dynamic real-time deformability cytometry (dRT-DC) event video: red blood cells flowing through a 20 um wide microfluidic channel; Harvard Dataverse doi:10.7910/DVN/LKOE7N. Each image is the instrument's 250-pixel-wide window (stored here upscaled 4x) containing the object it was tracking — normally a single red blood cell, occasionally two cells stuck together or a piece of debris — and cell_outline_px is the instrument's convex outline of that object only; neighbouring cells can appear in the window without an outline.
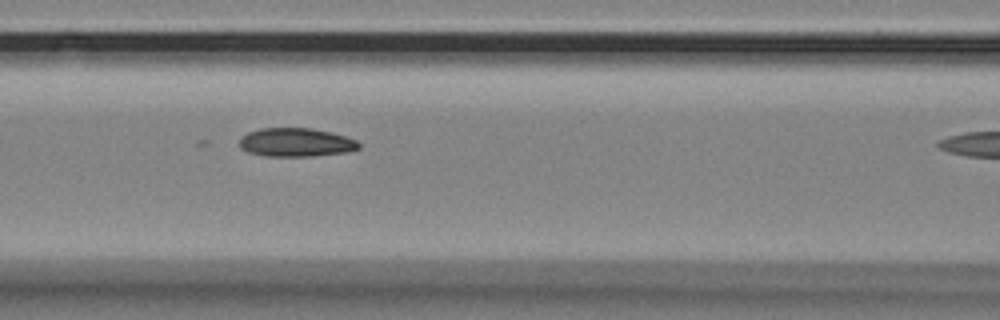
{"species": "Egyptian fruit bat (a non-hibernating species)", "species_latin": "Rousettus aegyptiacus", "temperature_condition": "room temperature", "stored_images_in_passage": 17, "camera_frame_rate_fps": 3000, "um_per_image_px": 0.085, "animal": {"sex": "female"}, "frame": {"image": 1, "passage_image": 8, "time_ms": 8.0, "image_size_px": [1000, 320], "cell_outline_px": [[360, 148], [348, 152], [312, 156], [264, 156], [248, 152], [240, 148], [240, 136], [248, 132], [260, 128], [312, 128], [332, 132], [356, 140], [360, 144]], "centroid_in_image_um": [25.15, 12.1], "position_along_channel_um": 141.5, "area_um2": 20.06}}
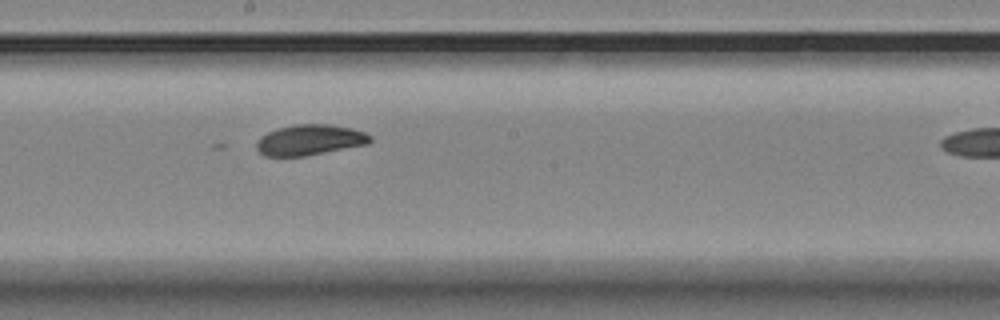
{"frame": {"image": 2, "passage_image": 10, "time_ms": 10.333, "image_size_px": [1000, 320], "cell_outline_px": [[372, 140], [368, 144], [304, 156], [264, 156], [256, 148], [256, 144], [260, 136], [268, 132], [280, 128], [296, 124], [332, 124], [352, 128], [364, 132], [372, 136]], "centroid_in_image_um": [26.35, 11.89], "position_along_channel_um": 221.9, "area_um2": 20.23}}
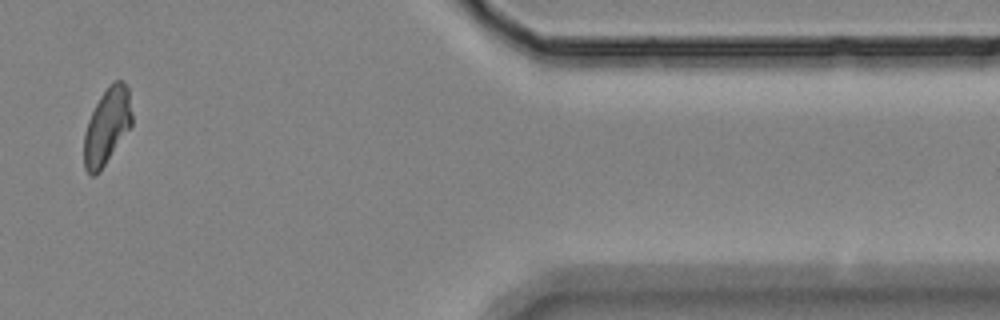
{"frame": {"image": 3, "passage_image": 16, "time_ms": 18.333, "image_size_px": [1000, 320], "cell_outline_px": [[132, 124], [100, 172], [92, 176], [84, 168], [84, 132], [88, 120], [100, 96], [108, 84], [112, 80], [120, 80], [128, 88], [132, 112]], "centroid_in_image_um": [9.08, 10.71], "position_along_channel_um": 402.3, "area_um2": 21.27}, "authors_computed_cell_mechanics": {"area_um2": 20.808, "velocity_mm_per_s": 3.4702, "shape_relaxation_time_tau1_ms": 1.6671, "shape_relaxation_time_tau2_ms": 7.8884, "deformation_change_tau1": 0.0511, "deformation_change_tau2": 0.1195}}